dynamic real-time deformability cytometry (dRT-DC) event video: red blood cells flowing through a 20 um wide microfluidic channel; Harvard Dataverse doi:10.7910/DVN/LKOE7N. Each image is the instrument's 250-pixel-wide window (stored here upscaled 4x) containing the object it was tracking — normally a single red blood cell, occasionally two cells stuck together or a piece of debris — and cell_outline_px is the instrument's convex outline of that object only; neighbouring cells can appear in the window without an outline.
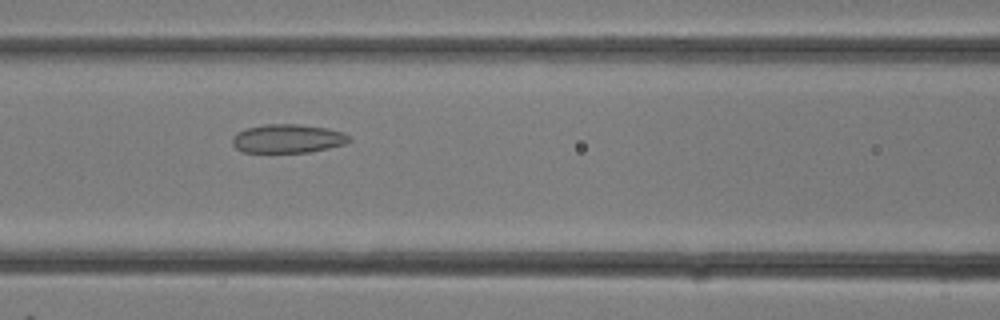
{"species": "common noctule bat (a hibernating species)", "species_latin": "Nyctalus noctula", "temperature_condition": "room temperature", "stored_images_in_passage": 27, "camera_frame_rate_fps": 3000, "um_per_image_px": 0.085, "animal": {"sex": "female"}, "frame": {"image": 1, "passage_image": 12, "time_ms": 3.667, "image_size_px": [1000, 320], "cell_outline_px": [[352, 140], [344, 144], [328, 148], [308, 152], [240, 152], [232, 144], [232, 136], [236, 132], [248, 128], [264, 124], [296, 124], [328, 128], [344, 132]], "centroid_in_image_um": [24.43, 11.78], "position_along_channel_um": 142.2, "area_um2": 19.59}}
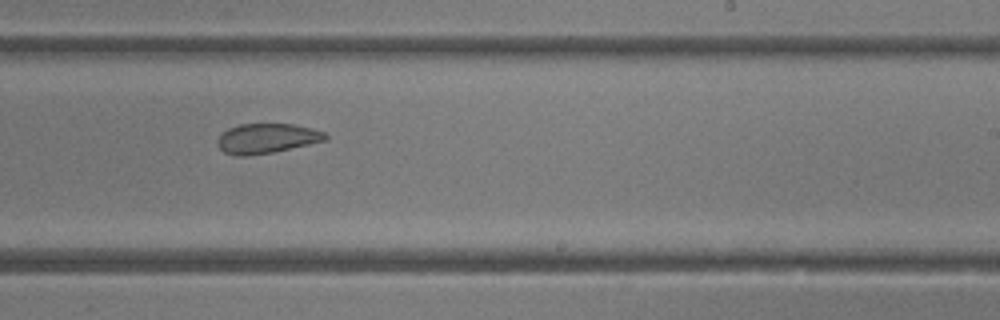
{"frame": {"image": 2, "passage_image": 17, "time_ms": 5.333, "image_size_px": [1000, 320], "cell_outline_px": [[328, 140], [272, 152], [248, 156], [236, 156], [224, 152], [216, 144], [216, 140], [228, 128], [240, 124], [292, 124], [312, 128], [324, 132], [328, 136]], "centroid_in_image_um": [22.67, 11.77], "position_along_channel_um": 266.3, "area_um2": 18.73}}
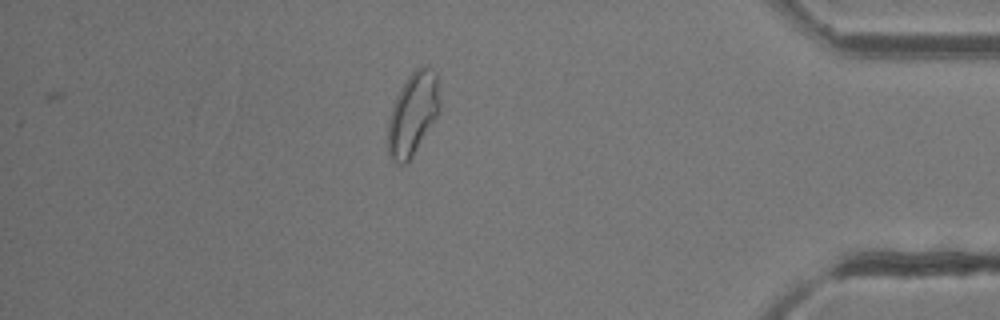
{"frame": {"image": 3, "passage_image": 24, "time_ms": 7.667, "image_size_px": [1000, 320], "cell_outline_px": [[440, 112], [412, 156], [404, 164], [396, 164], [388, 156], [388, 120], [396, 96], [400, 88], [408, 76], [420, 64], [428, 64], [436, 72], [440, 100]], "centroid_in_image_um": [35.1, 9.63], "position_along_channel_um": 400.1, "area_um2": 25.26}}